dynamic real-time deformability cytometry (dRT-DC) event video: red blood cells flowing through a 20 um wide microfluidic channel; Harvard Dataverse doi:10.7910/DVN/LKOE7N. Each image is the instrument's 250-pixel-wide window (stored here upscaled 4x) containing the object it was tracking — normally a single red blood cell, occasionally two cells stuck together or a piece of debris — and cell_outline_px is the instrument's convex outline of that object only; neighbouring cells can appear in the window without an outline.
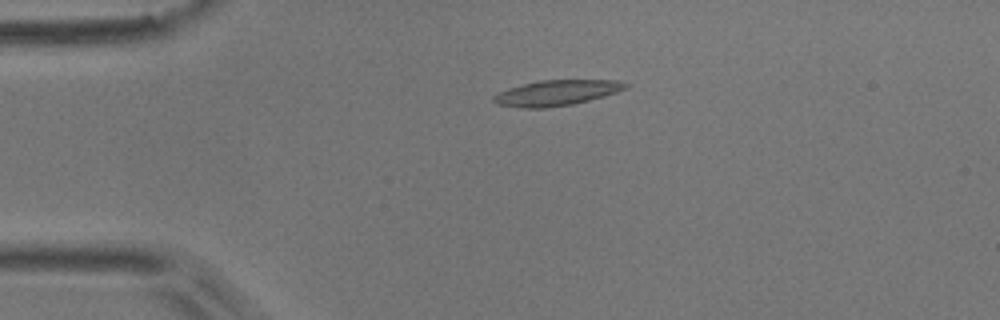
{"species": "common noctule bat (a hibernating species)", "species_latin": "Nyctalus noctula", "temperature_condition": "room temperature", "stored_images_in_passage": 2, "camera_frame_rate_fps": 3000, "um_per_image_px": 0.085, "animal": {"sex": "male", "body_mass_g": 17.9}, "frame": {"image": 1, "passage_image": 1, "time_ms": 0.0, "image_size_px": [1000, 320], "cell_outline_px": [[628, 88], [604, 96], [572, 104], [544, 108], [520, 108], [496, 104], [492, 100], [492, 96], [508, 88], [540, 80], [616, 80], [628, 84]], "centroid_in_image_um": [47.28, 7.89], "position_along_channel_um": 37.7, "area_um2": 19.48}}